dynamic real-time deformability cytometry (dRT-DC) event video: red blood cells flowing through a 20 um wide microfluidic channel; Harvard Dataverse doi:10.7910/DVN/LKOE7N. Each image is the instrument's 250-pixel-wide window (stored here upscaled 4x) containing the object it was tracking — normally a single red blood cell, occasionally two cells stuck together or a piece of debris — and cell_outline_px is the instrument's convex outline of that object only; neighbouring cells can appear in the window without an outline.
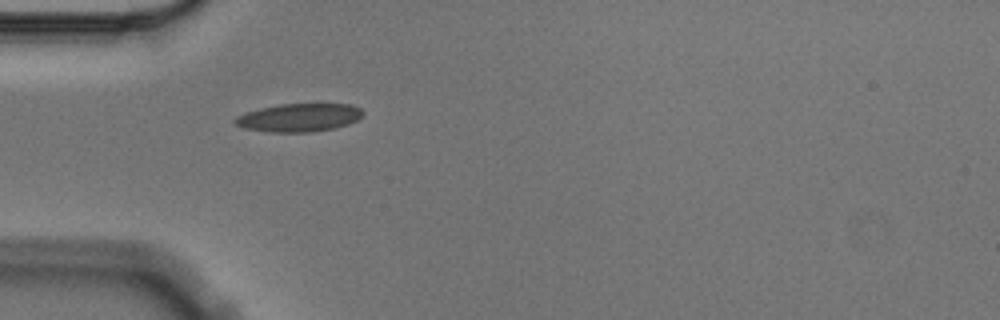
{"species": "Egyptian fruit bat (a non-hibernating species)", "species_latin": "Rousettus aegyptiacus", "temperature_condition": "cold", "stored_images_in_passage": 6, "camera_frame_rate_fps": 3000, "um_per_image_px": 0.085, "animal": {"sex": "male"}, "frame": {"image": 1, "passage_image": 5, "time_ms": 1.333, "image_size_px": [1000, 320], "cell_outline_px": [[364, 112], [356, 120], [348, 124], [332, 128], [312, 132], [268, 132], [244, 128], [236, 124], [232, 120], [236, 116], [244, 112], [260, 108], [280, 104], [352, 104], [360, 108]], "centroid_in_image_um": [25.38, 9.99], "position_along_channel_um": 59.6, "area_um2": 20.98}}
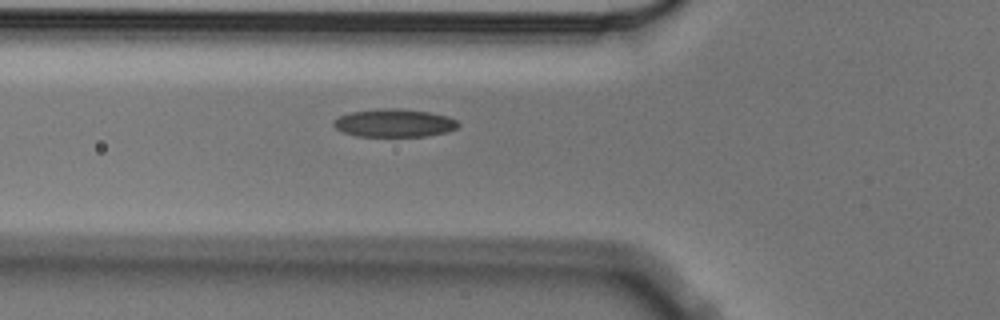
{"frame": {"image": 2, "passage_image": 6, "time_ms": 1.667, "image_size_px": [1000, 320], "cell_outline_px": [[460, 124], [456, 128], [448, 132], [424, 136], [356, 136], [344, 132], [336, 128], [332, 124], [332, 120], [340, 116], [352, 112], [380, 108], [396, 108], [428, 112], [448, 116], [456, 120]], "centroid_in_image_um": [33.51, 10.45], "position_along_channel_um": 92.3, "area_um2": 20.29}}